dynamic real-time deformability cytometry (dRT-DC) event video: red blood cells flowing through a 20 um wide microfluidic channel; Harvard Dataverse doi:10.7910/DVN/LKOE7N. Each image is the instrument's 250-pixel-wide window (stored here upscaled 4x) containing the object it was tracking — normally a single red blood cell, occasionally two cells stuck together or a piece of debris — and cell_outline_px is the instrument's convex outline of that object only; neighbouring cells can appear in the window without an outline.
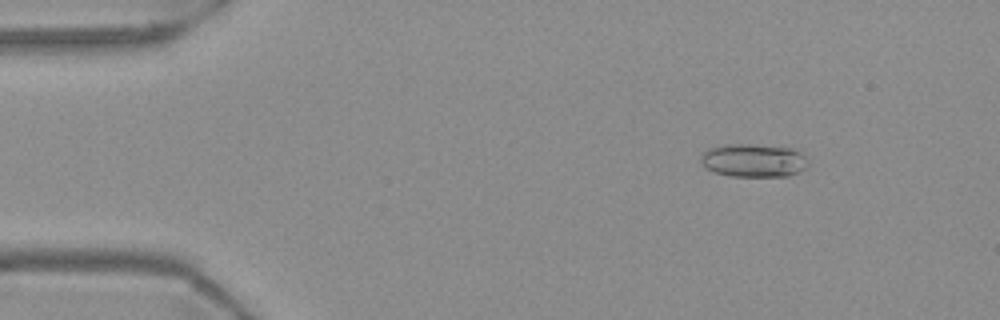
{"species": "Egyptian fruit bat (a non-hibernating species)", "species_latin": "Rousettus aegyptiacus", "temperature_condition": "warm", "stored_images_in_passage": 56, "segment_of_instrument_passage": [1, 2], "camera_frame_rate_fps": 3000, "um_per_image_px": 0.085, "frame": {"image": 1, "passage_image": 7, "time_ms": 2.0, "image_size_px": [1000, 320], "cell_outline_px": [[808, 164], [800, 172], [788, 176], [732, 176], [716, 172], [704, 168], [700, 164], [700, 156], [708, 148], [724, 144], [748, 144], [796, 148], [808, 156]], "centroid_in_image_um": [64.07, 13.62], "position_along_channel_um": 20.9, "area_um2": 21.21}}
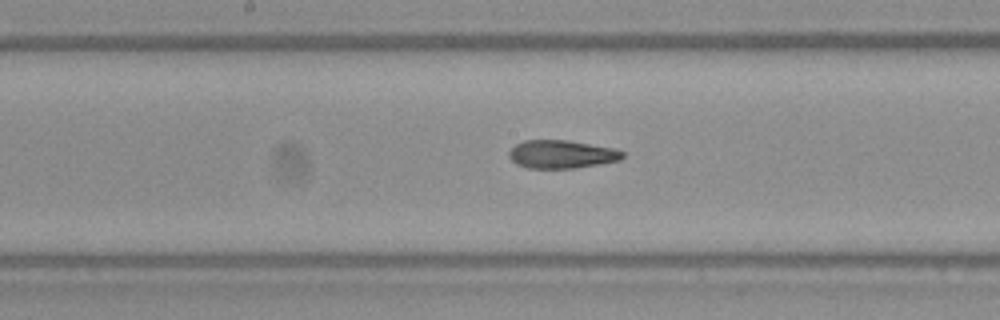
{"frame": {"image": 2, "passage_image": 28, "time_ms": 9.0, "image_size_px": [1000, 320], "cell_outline_px": [[624, 156], [620, 160], [576, 168], [528, 168], [516, 164], [508, 156], [508, 152], [516, 144], [524, 140], [568, 140], [616, 148], [624, 152]], "centroid_in_image_um": [47.74, 13.1], "position_along_channel_um": 200.5, "area_um2": 18.73}}
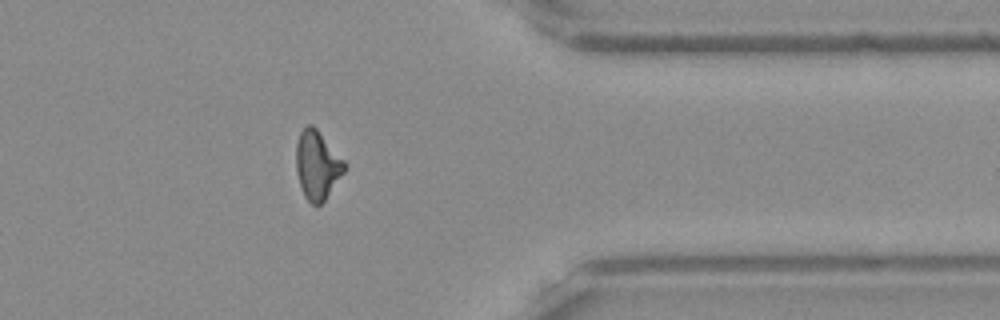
{"frame": {"image": 3, "passage_image": 44, "time_ms": 14.333, "image_size_px": [1000, 320], "cell_outline_px": [[348, 164], [344, 172], [324, 200], [320, 204], [312, 204], [304, 196], [296, 172], [296, 144], [300, 132], [308, 124], [312, 124], [316, 128]], "centroid_in_image_um": [26.96, 14.01], "position_along_channel_um": 384.4, "area_um2": 19.19}}